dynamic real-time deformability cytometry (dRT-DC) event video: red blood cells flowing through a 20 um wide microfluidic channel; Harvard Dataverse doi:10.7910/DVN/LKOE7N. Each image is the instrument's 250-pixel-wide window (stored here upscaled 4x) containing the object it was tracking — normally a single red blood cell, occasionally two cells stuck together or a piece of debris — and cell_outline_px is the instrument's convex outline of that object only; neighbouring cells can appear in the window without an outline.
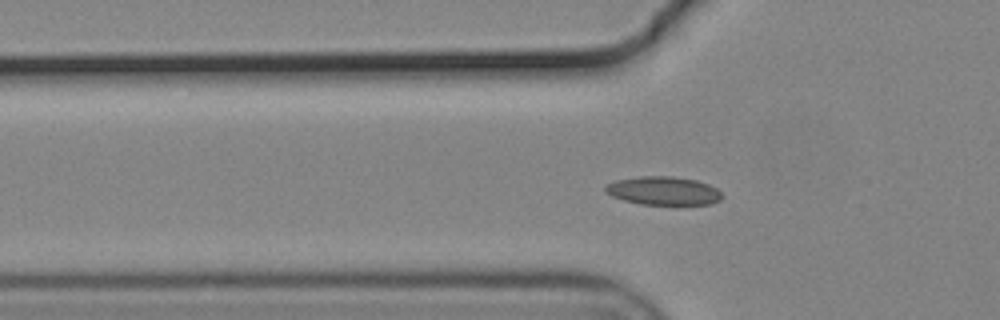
{"species": "common noctule bat (a hibernating species)", "species_latin": "Nyctalus noctula", "temperature_condition": "cold", "stored_images_in_passage": 40, "camera_frame_rate_fps": 3000, "um_per_image_px": 0.085, "animal": {"sex": "male", "body_mass_g": 19.2, "forearm_length_mm": 51.8}, "frame": {"image": 1, "passage_image": 2, "time_ms": 0.333, "image_size_px": [1000, 320], "cell_outline_px": [[724, 196], [720, 200], [712, 204], [640, 204], [624, 200], [612, 196], [604, 192], [604, 188], [608, 184], [616, 180], [640, 176], [672, 176], [696, 180], [708, 184], [716, 188]], "centroid_in_image_um": [56.39, 16.21], "position_along_channel_um": 69.4, "area_um2": 19.31}}
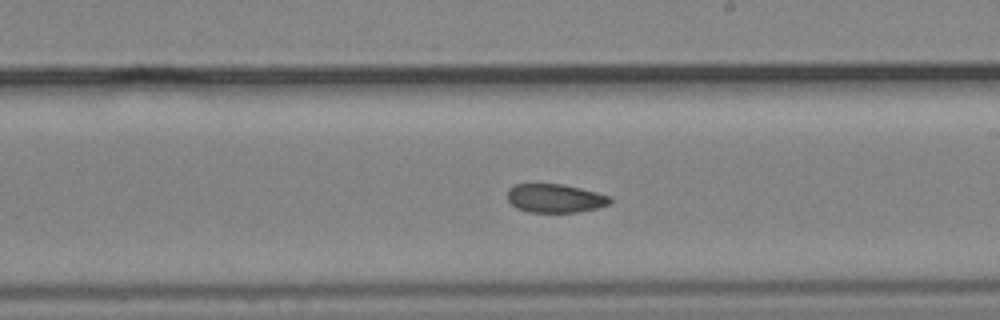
{"frame": {"image": 2, "passage_image": 16, "time_ms": 5.0, "image_size_px": [1000, 320], "cell_outline_px": [[612, 200], [608, 204], [600, 208], [576, 212], [528, 212], [516, 208], [508, 200], [508, 188], [516, 184], [560, 184], [580, 188], [612, 196]], "centroid_in_image_um": [47.2, 16.86], "position_along_channel_um": 241.8, "area_um2": 17.17}}
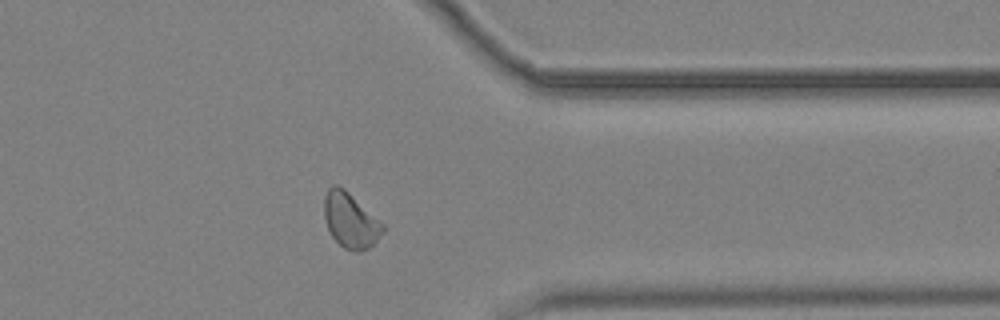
{"frame": {"image": 3, "passage_image": 28, "time_ms": 9.0, "image_size_px": [1000, 320], "cell_outline_px": [[384, 232], [368, 248], [360, 252], [352, 252], [344, 248], [332, 236], [328, 228], [324, 216], [324, 196], [328, 188], [332, 184], [336, 184], [344, 188], [384, 224]], "centroid_in_image_um": [29.78, 18.73], "position_along_channel_um": 381.6, "area_um2": 18.79}}